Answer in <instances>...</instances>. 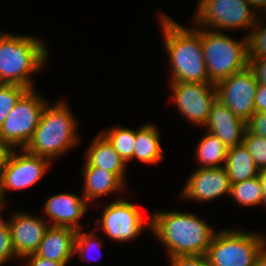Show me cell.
<instances>
[{"label":"cell","mask_w":266,"mask_h":266,"mask_svg":"<svg viewBox=\"0 0 266 266\" xmlns=\"http://www.w3.org/2000/svg\"><path fill=\"white\" fill-rule=\"evenodd\" d=\"M206 132L207 134L202 136L203 138L197 144L198 146L195 151V158L199 162L198 168L224 166L228 148L217 136L208 131Z\"/></svg>","instance_id":"7402d4cb"},{"label":"cell","mask_w":266,"mask_h":266,"mask_svg":"<svg viewBox=\"0 0 266 266\" xmlns=\"http://www.w3.org/2000/svg\"><path fill=\"white\" fill-rule=\"evenodd\" d=\"M150 216V232L165 246L168 258L206 255L216 230L204 219L175 210Z\"/></svg>","instance_id":"6da1fadb"},{"label":"cell","mask_w":266,"mask_h":266,"mask_svg":"<svg viewBox=\"0 0 266 266\" xmlns=\"http://www.w3.org/2000/svg\"><path fill=\"white\" fill-rule=\"evenodd\" d=\"M47 103V100L40 96L35 89H29L18 100L0 127V138L13 149L25 148L38 126Z\"/></svg>","instance_id":"ba28073f"},{"label":"cell","mask_w":266,"mask_h":266,"mask_svg":"<svg viewBox=\"0 0 266 266\" xmlns=\"http://www.w3.org/2000/svg\"><path fill=\"white\" fill-rule=\"evenodd\" d=\"M253 266H266V248L256 258Z\"/></svg>","instance_id":"74e56055"},{"label":"cell","mask_w":266,"mask_h":266,"mask_svg":"<svg viewBox=\"0 0 266 266\" xmlns=\"http://www.w3.org/2000/svg\"><path fill=\"white\" fill-rule=\"evenodd\" d=\"M15 257L17 255L12 246L11 233L8 226L6 229L0 230V266Z\"/></svg>","instance_id":"f1b7e54d"},{"label":"cell","mask_w":266,"mask_h":266,"mask_svg":"<svg viewBox=\"0 0 266 266\" xmlns=\"http://www.w3.org/2000/svg\"><path fill=\"white\" fill-rule=\"evenodd\" d=\"M102 211L101 218H97L95 223L98 226L100 224L98 228L113 241L120 243L132 241L139 237L145 226L150 231V217L149 220L144 219L139 208L125 198L108 203L103 206Z\"/></svg>","instance_id":"9c48e42d"},{"label":"cell","mask_w":266,"mask_h":266,"mask_svg":"<svg viewBox=\"0 0 266 266\" xmlns=\"http://www.w3.org/2000/svg\"><path fill=\"white\" fill-rule=\"evenodd\" d=\"M224 168L230 184L242 182L259 175V169L244 143L228 148Z\"/></svg>","instance_id":"44dd1931"},{"label":"cell","mask_w":266,"mask_h":266,"mask_svg":"<svg viewBox=\"0 0 266 266\" xmlns=\"http://www.w3.org/2000/svg\"><path fill=\"white\" fill-rule=\"evenodd\" d=\"M171 266H210L206 255H190L171 257Z\"/></svg>","instance_id":"f546056e"},{"label":"cell","mask_w":266,"mask_h":266,"mask_svg":"<svg viewBox=\"0 0 266 266\" xmlns=\"http://www.w3.org/2000/svg\"><path fill=\"white\" fill-rule=\"evenodd\" d=\"M258 176L262 187L263 204L266 206V169L259 170Z\"/></svg>","instance_id":"d590c367"},{"label":"cell","mask_w":266,"mask_h":266,"mask_svg":"<svg viewBox=\"0 0 266 266\" xmlns=\"http://www.w3.org/2000/svg\"><path fill=\"white\" fill-rule=\"evenodd\" d=\"M259 82L248 66L215 84L217 99L246 123L255 112V95Z\"/></svg>","instance_id":"30bf717a"},{"label":"cell","mask_w":266,"mask_h":266,"mask_svg":"<svg viewBox=\"0 0 266 266\" xmlns=\"http://www.w3.org/2000/svg\"><path fill=\"white\" fill-rule=\"evenodd\" d=\"M4 201L3 195H2V189H1V176H0V202Z\"/></svg>","instance_id":"ab89813d"},{"label":"cell","mask_w":266,"mask_h":266,"mask_svg":"<svg viewBox=\"0 0 266 266\" xmlns=\"http://www.w3.org/2000/svg\"><path fill=\"white\" fill-rule=\"evenodd\" d=\"M174 105L193 125L205 126L217 98L213 83L170 82Z\"/></svg>","instance_id":"7c38bea8"},{"label":"cell","mask_w":266,"mask_h":266,"mask_svg":"<svg viewBox=\"0 0 266 266\" xmlns=\"http://www.w3.org/2000/svg\"><path fill=\"white\" fill-rule=\"evenodd\" d=\"M13 148L3 139L0 138V172L6 165Z\"/></svg>","instance_id":"e575fe53"},{"label":"cell","mask_w":266,"mask_h":266,"mask_svg":"<svg viewBox=\"0 0 266 266\" xmlns=\"http://www.w3.org/2000/svg\"><path fill=\"white\" fill-rule=\"evenodd\" d=\"M253 8V10H256L257 12L266 11V0H248ZM258 9V11H257Z\"/></svg>","instance_id":"8d00e7d4"},{"label":"cell","mask_w":266,"mask_h":266,"mask_svg":"<svg viewBox=\"0 0 266 266\" xmlns=\"http://www.w3.org/2000/svg\"><path fill=\"white\" fill-rule=\"evenodd\" d=\"M42 217L16 212L9 219V230L17 258L34 254L50 226Z\"/></svg>","instance_id":"5bb4252c"},{"label":"cell","mask_w":266,"mask_h":266,"mask_svg":"<svg viewBox=\"0 0 266 266\" xmlns=\"http://www.w3.org/2000/svg\"><path fill=\"white\" fill-rule=\"evenodd\" d=\"M249 67L253 70L257 81L266 84V55L249 57Z\"/></svg>","instance_id":"1f68e13d"},{"label":"cell","mask_w":266,"mask_h":266,"mask_svg":"<svg viewBox=\"0 0 266 266\" xmlns=\"http://www.w3.org/2000/svg\"><path fill=\"white\" fill-rule=\"evenodd\" d=\"M102 241L103 240L102 239L100 240L98 238V235L94 231L83 232L82 230H79L77 231V234L75 237L74 254L79 255V258L81 260H84L85 262H89L91 260L90 259L88 260L87 258L89 256L86 257V255H89L88 253L95 252L93 251V249L98 248V250H101L100 248H102L103 246Z\"/></svg>","instance_id":"4316f807"},{"label":"cell","mask_w":266,"mask_h":266,"mask_svg":"<svg viewBox=\"0 0 266 266\" xmlns=\"http://www.w3.org/2000/svg\"><path fill=\"white\" fill-rule=\"evenodd\" d=\"M201 34L204 61L213 84L249 66V38L236 40L224 32L195 27Z\"/></svg>","instance_id":"5b68a950"},{"label":"cell","mask_w":266,"mask_h":266,"mask_svg":"<svg viewBox=\"0 0 266 266\" xmlns=\"http://www.w3.org/2000/svg\"><path fill=\"white\" fill-rule=\"evenodd\" d=\"M181 196L193 202L216 200L223 195H230L231 184L224 166L197 168L184 184Z\"/></svg>","instance_id":"4fadbf2b"},{"label":"cell","mask_w":266,"mask_h":266,"mask_svg":"<svg viewBox=\"0 0 266 266\" xmlns=\"http://www.w3.org/2000/svg\"><path fill=\"white\" fill-rule=\"evenodd\" d=\"M113 145L114 150L128 163L133 160L135 149L136 129L115 126L100 131Z\"/></svg>","instance_id":"603a6c76"},{"label":"cell","mask_w":266,"mask_h":266,"mask_svg":"<svg viewBox=\"0 0 266 266\" xmlns=\"http://www.w3.org/2000/svg\"><path fill=\"white\" fill-rule=\"evenodd\" d=\"M204 127H206V131L217 136L229 148L243 143L247 123L233 114L223 102L216 98Z\"/></svg>","instance_id":"2e32d148"},{"label":"cell","mask_w":266,"mask_h":266,"mask_svg":"<svg viewBox=\"0 0 266 266\" xmlns=\"http://www.w3.org/2000/svg\"><path fill=\"white\" fill-rule=\"evenodd\" d=\"M86 150L83 166H92L115 173L126 184L127 163L114 150L108 139L99 132Z\"/></svg>","instance_id":"ac0fdd59"},{"label":"cell","mask_w":266,"mask_h":266,"mask_svg":"<svg viewBox=\"0 0 266 266\" xmlns=\"http://www.w3.org/2000/svg\"><path fill=\"white\" fill-rule=\"evenodd\" d=\"M22 259H28L26 266H66L64 263L42 258L40 256H37L35 253L27 255Z\"/></svg>","instance_id":"d6a6232c"},{"label":"cell","mask_w":266,"mask_h":266,"mask_svg":"<svg viewBox=\"0 0 266 266\" xmlns=\"http://www.w3.org/2000/svg\"><path fill=\"white\" fill-rule=\"evenodd\" d=\"M158 127L146 123L136 129L133 159L145 164H157L164 159Z\"/></svg>","instance_id":"ffe728a7"},{"label":"cell","mask_w":266,"mask_h":266,"mask_svg":"<svg viewBox=\"0 0 266 266\" xmlns=\"http://www.w3.org/2000/svg\"><path fill=\"white\" fill-rule=\"evenodd\" d=\"M45 45L38 37L0 31V84L34 89L32 76L48 60Z\"/></svg>","instance_id":"3957f363"},{"label":"cell","mask_w":266,"mask_h":266,"mask_svg":"<svg viewBox=\"0 0 266 266\" xmlns=\"http://www.w3.org/2000/svg\"><path fill=\"white\" fill-rule=\"evenodd\" d=\"M5 201H1L0 202V212L1 210H3V208L5 207ZM9 226V219L5 220L0 216V230H4Z\"/></svg>","instance_id":"f35d334b"},{"label":"cell","mask_w":266,"mask_h":266,"mask_svg":"<svg viewBox=\"0 0 266 266\" xmlns=\"http://www.w3.org/2000/svg\"><path fill=\"white\" fill-rule=\"evenodd\" d=\"M264 14V21L266 19ZM258 16L256 24L252 28L249 38V57H259L266 55V25ZM264 24V25H263Z\"/></svg>","instance_id":"83f0119b"},{"label":"cell","mask_w":266,"mask_h":266,"mask_svg":"<svg viewBox=\"0 0 266 266\" xmlns=\"http://www.w3.org/2000/svg\"><path fill=\"white\" fill-rule=\"evenodd\" d=\"M230 198L241 207L263 205L262 187L259 176L231 184Z\"/></svg>","instance_id":"cb8c5ba5"},{"label":"cell","mask_w":266,"mask_h":266,"mask_svg":"<svg viewBox=\"0 0 266 266\" xmlns=\"http://www.w3.org/2000/svg\"><path fill=\"white\" fill-rule=\"evenodd\" d=\"M159 14L164 46L171 64V82L211 83L204 61L201 34L194 29L195 26L187 28L167 14Z\"/></svg>","instance_id":"7a4b0ae2"},{"label":"cell","mask_w":266,"mask_h":266,"mask_svg":"<svg viewBox=\"0 0 266 266\" xmlns=\"http://www.w3.org/2000/svg\"><path fill=\"white\" fill-rule=\"evenodd\" d=\"M67 103L46 104L33 136L24 148L29 153L52 160L80 142L78 122Z\"/></svg>","instance_id":"277c9868"},{"label":"cell","mask_w":266,"mask_h":266,"mask_svg":"<svg viewBox=\"0 0 266 266\" xmlns=\"http://www.w3.org/2000/svg\"><path fill=\"white\" fill-rule=\"evenodd\" d=\"M19 150L13 149L0 172L4 201L6 190H22L35 185L41 181L52 163L48 158L31 154L24 148Z\"/></svg>","instance_id":"8fae6325"},{"label":"cell","mask_w":266,"mask_h":266,"mask_svg":"<svg viewBox=\"0 0 266 266\" xmlns=\"http://www.w3.org/2000/svg\"><path fill=\"white\" fill-rule=\"evenodd\" d=\"M266 248V235L241 230H218L211 241L206 257L210 266H253Z\"/></svg>","instance_id":"8992f818"},{"label":"cell","mask_w":266,"mask_h":266,"mask_svg":"<svg viewBox=\"0 0 266 266\" xmlns=\"http://www.w3.org/2000/svg\"><path fill=\"white\" fill-rule=\"evenodd\" d=\"M84 186L82 196L90 204L97 198L123 191L126 184L115 174L101 168L82 166Z\"/></svg>","instance_id":"d6986e66"},{"label":"cell","mask_w":266,"mask_h":266,"mask_svg":"<svg viewBox=\"0 0 266 266\" xmlns=\"http://www.w3.org/2000/svg\"><path fill=\"white\" fill-rule=\"evenodd\" d=\"M243 143L259 170L266 169V138L246 129Z\"/></svg>","instance_id":"484cf974"},{"label":"cell","mask_w":266,"mask_h":266,"mask_svg":"<svg viewBox=\"0 0 266 266\" xmlns=\"http://www.w3.org/2000/svg\"><path fill=\"white\" fill-rule=\"evenodd\" d=\"M247 129L266 138V113L256 112L247 122Z\"/></svg>","instance_id":"4dcf8cb0"},{"label":"cell","mask_w":266,"mask_h":266,"mask_svg":"<svg viewBox=\"0 0 266 266\" xmlns=\"http://www.w3.org/2000/svg\"><path fill=\"white\" fill-rule=\"evenodd\" d=\"M193 15L194 26L218 32L250 29L249 37L259 14L248 0H199Z\"/></svg>","instance_id":"52a82bcc"},{"label":"cell","mask_w":266,"mask_h":266,"mask_svg":"<svg viewBox=\"0 0 266 266\" xmlns=\"http://www.w3.org/2000/svg\"><path fill=\"white\" fill-rule=\"evenodd\" d=\"M255 112L266 113V84L259 83L255 95Z\"/></svg>","instance_id":"836d02e7"},{"label":"cell","mask_w":266,"mask_h":266,"mask_svg":"<svg viewBox=\"0 0 266 266\" xmlns=\"http://www.w3.org/2000/svg\"><path fill=\"white\" fill-rule=\"evenodd\" d=\"M29 89L16 84H0V127L18 100Z\"/></svg>","instance_id":"d4e9b609"},{"label":"cell","mask_w":266,"mask_h":266,"mask_svg":"<svg viewBox=\"0 0 266 266\" xmlns=\"http://www.w3.org/2000/svg\"><path fill=\"white\" fill-rule=\"evenodd\" d=\"M87 210L85 198L69 192L52 195L44 204V214L51 220H47L50 226L68 227L76 231L83 230L79 221Z\"/></svg>","instance_id":"9a60e30c"},{"label":"cell","mask_w":266,"mask_h":266,"mask_svg":"<svg viewBox=\"0 0 266 266\" xmlns=\"http://www.w3.org/2000/svg\"><path fill=\"white\" fill-rule=\"evenodd\" d=\"M77 231L68 227L49 226L35 254L42 258L67 265L75 256Z\"/></svg>","instance_id":"e0dca14e"}]
</instances>
